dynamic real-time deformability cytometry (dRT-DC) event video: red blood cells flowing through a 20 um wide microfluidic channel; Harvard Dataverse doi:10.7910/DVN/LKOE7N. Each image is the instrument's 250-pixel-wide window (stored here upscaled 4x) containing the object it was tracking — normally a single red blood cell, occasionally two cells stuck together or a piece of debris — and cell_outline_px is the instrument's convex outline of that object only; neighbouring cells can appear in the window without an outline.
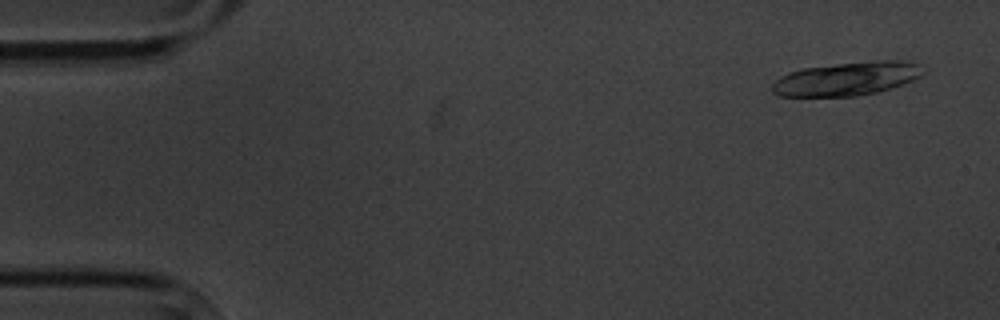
{"species": "common noctule bat (a hibernating species)", "species_latin": "Nyctalus noctula", "temperature_condition": "cold", "stored_images_in_passage": 7, "segment_of_instrument_passage": [1, 2], "camera_frame_rate_fps": 3000, "um_per_image_px": 0.085, "animal": {"sex": "male", "body_mass_g": 20.1, "forearm_length_mm": 53.5}, "frame": {"image": 1, "passage_image": 1, "time_ms": 0.0, "image_size_px": [1000, 320], "cell_outline_px": [[924, 72], [920, 76], [904, 84], [892, 88], [876, 92], [856, 96], [780, 96], [772, 92], [772, 84], [780, 76], [788, 72], [804, 68], [872, 60], [900, 60], [916, 64]], "centroid_in_image_um": [71.95, 6.69], "position_along_channel_um": 13.0, "area_um2": 29.3}}